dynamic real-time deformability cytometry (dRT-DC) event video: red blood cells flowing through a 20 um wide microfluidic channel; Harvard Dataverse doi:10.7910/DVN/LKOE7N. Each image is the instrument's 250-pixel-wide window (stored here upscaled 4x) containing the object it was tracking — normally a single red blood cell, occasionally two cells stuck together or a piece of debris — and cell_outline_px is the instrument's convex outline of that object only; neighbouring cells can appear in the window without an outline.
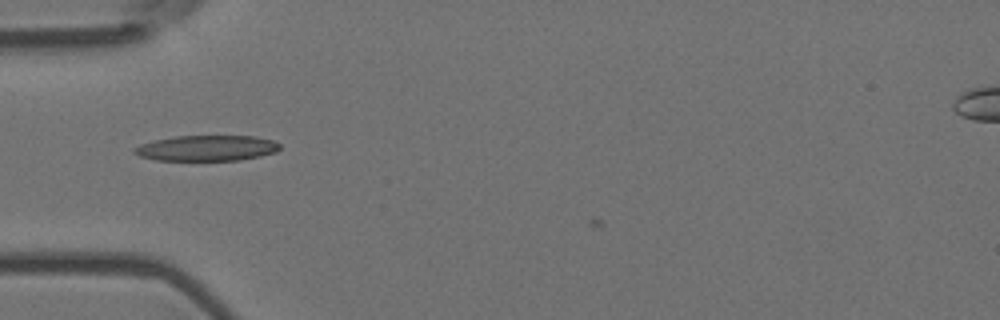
{"species": "Egyptian fruit bat (a non-hibernating species)", "species_latin": "Rousettus aegyptiacus", "temperature_condition": "room temperature", "stored_images_in_passage": 9, "camera_frame_rate_fps": 3000, "um_per_image_px": 0.085, "animal": {"sex": "female"}, "frame": {"image": 1, "passage_image": 6, "time_ms": 1.667, "image_size_px": [1000, 320], "cell_outline_px": [[280, 148], [276, 152], [260, 156], [240, 160], [156, 160], [140, 156], [132, 152], [132, 148], [140, 144], [156, 140], [176, 136], [256, 136], [272, 140], [280, 144]], "centroid_in_image_um": [17.57, 12.59], "position_along_channel_um": 67.4, "area_um2": 21.68}}